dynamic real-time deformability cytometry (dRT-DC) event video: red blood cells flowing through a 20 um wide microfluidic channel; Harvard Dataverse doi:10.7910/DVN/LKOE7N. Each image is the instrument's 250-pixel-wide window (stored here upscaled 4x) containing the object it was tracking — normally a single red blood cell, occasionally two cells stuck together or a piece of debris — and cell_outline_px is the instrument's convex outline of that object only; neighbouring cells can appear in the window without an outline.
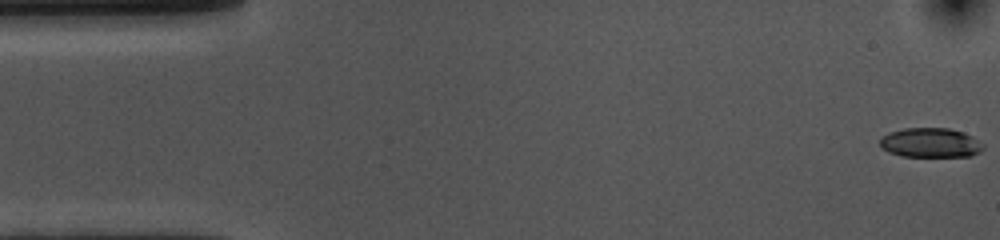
{"species": "common noctule bat (a hibernating species)", "species_latin": "Nyctalus noctula", "temperature_condition": "cold", "stored_images_in_passage": 54, "camera_frame_rate_fps": 3000, "um_per_image_px": 0.085, "animal": {"sex": "female", "body_mass_g": 10.0, "forearm_length_mm": 53.1}, "frame": {"image": 1, "passage_image": 1, "time_ms": 0.0, "image_size_px": [1000, 240], "cell_outline_px": [[984, 148], [980, 152], [972, 156], [900, 156], [888, 152], [880, 148], [880, 136], [888, 132], [904, 128], [948, 128], [964, 132], [972, 136], [984, 144]], "centroid_in_image_um": [79.07, 12.13], "position_along_channel_um": 5.9, "area_um2": 18.03}}
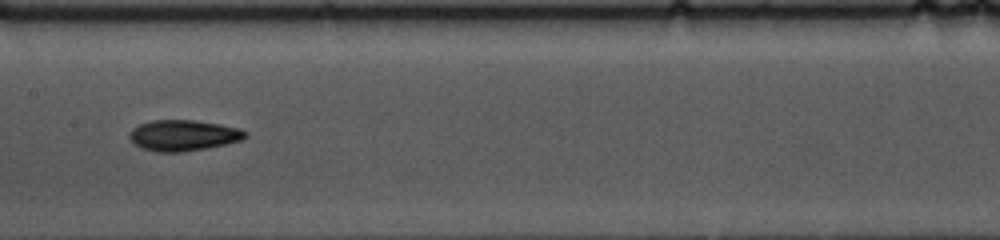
{"frame": {"image": 2, "passage_image": 26, "time_ms": 8.333, "image_size_px": [1000, 240], "cell_outline_px": [[248, 136], [240, 140], [208, 148], [180, 152], [156, 152], [140, 148], [128, 136], [128, 132], [132, 128], [140, 124], [152, 120], [196, 120], [220, 124], [240, 128], [248, 132]], "centroid_in_image_um": [15.58, 11.5], "position_along_channel_um": 191.8, "area_um2": 20.98}}
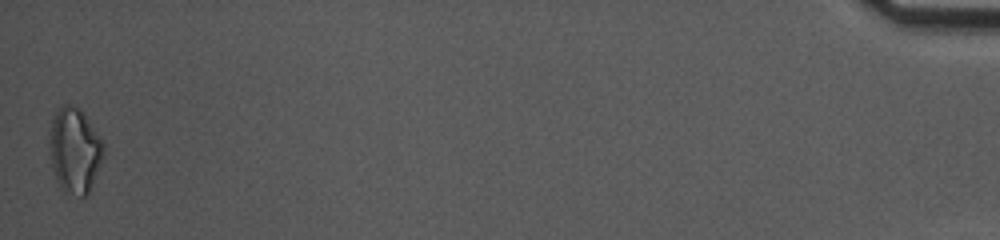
{"frame": {"image": 3, "passage_image": 54, "time_ms": 17.667, "image_size_px": [1000, 240], "cell_outline_px": [[104, 156], [88, 196], [80, 196], [64, 192], [60, 188], [52, 168], [48, 152], [48, 140], [52, 120], [56, 112], [64, 104], [72, 104], [80, 108], [104, 144]], "centroid_in_image_um": [6.33, 12.81], "position_along_channel_um": 428.9, "area_um2": 27.17}, "authors_computed_cell_mechanics": {"area_um2": 19.5653, "velocity_mm_per_s": 3.6333, "shape_relaxation_time_tau1_ms": 5.9989, "shape_relaxation_time_tau2_ms": 4.7147, "deformation_change_tau1": 0.1561, "deformation_change_tau2": 0.1129}}